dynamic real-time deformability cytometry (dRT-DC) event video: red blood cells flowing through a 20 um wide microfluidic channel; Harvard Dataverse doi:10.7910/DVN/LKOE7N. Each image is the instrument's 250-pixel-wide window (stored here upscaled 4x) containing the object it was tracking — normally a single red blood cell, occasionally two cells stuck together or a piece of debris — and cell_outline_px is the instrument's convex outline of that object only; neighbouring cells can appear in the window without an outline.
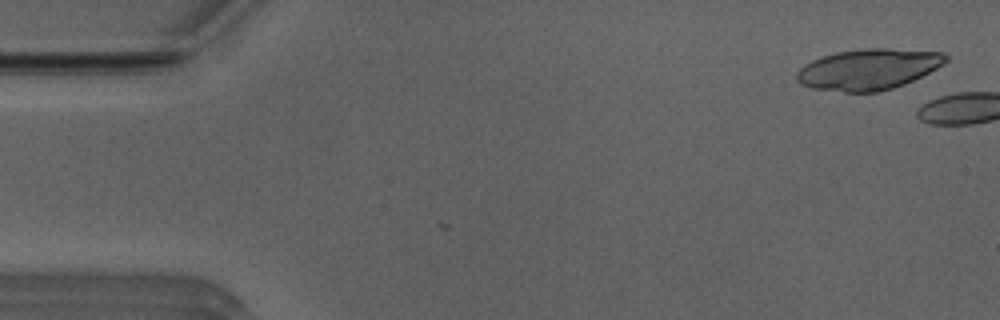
{"species": "Egyptian fruit bat (a non-hibernating species)", "species_latin": "Rousettus aegyptiacus", "temperature_condition": "room temperature", "stored_images_in_passage": 2, "camera_frame_rate_fps": 3000, "um_per_image_px": 0.085, "animal": {"sex": "male"}, "frame": {"image": 1, "passage_image": 2, "time_ms": 0.333, "image_size_px": [1000, 320], "cell_outline_px": [[948, 60], [944, 64], [904, 84], [892, 88], [876, 92], [844, 92], [816, 88], [800, 84], [796, 80], [796, 72], [804, 64], [812, 60], [836, 52], [864, 48], [888, 48], [944, 52], [948, 56]], "centroid_in_image_um": [73.82, 5.88], "position_along_channel_um": 11.2, "area_um2": 35.37}}